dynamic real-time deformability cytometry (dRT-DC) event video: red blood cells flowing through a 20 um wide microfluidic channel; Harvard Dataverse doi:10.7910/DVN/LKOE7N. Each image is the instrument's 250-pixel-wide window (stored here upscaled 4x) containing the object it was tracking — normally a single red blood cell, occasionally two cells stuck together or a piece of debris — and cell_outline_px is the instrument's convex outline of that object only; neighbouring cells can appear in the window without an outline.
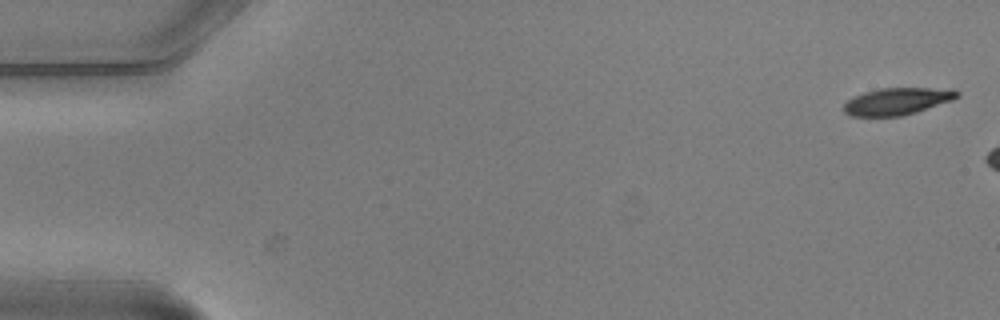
{"species": "common noctule bat (a hibernating species)", "species_latin": "Nyctalus noctula", "temperature_condition": "warm", "stored_images_in_passage": 3, "camera_frame_rate_fps": 3000, "um_per_image_px": 0.085, "animal": {"sex": "male", "body_mass_g": 20.5, "forearm_length_mm": 52.5}, "frame": {"image": 1, "passage_image": 1, "time_ms": 0.0, "image_size_px": [1000, 320], "cell_outline_px": [[960, 96], [952, 100], [916, 112], [900, 116], [852, 116], [844, 112], [844, 104], [852, 96], [864, 92], [880, 88], [956, 88], [960, 92]], "centroid_in_image_um": [76.3, 8.59], "position_along_channel_um": 8.7, "area_um2": 17.98}}